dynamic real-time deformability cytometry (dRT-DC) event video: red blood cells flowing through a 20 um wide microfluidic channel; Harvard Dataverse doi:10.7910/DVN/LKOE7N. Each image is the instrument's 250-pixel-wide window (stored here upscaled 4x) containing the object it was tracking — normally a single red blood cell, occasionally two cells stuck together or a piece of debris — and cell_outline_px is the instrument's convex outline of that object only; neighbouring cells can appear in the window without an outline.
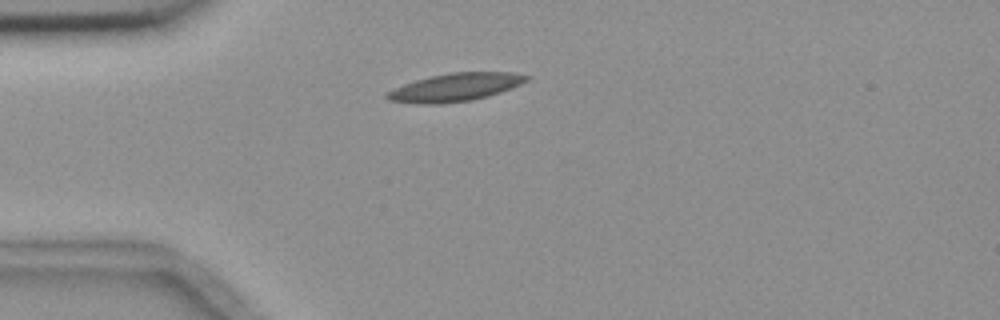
{"species": "common noctule bat (a hibernating species)", "species_latin": "Nyctalus noctula", "temperature_condition": "room temperature", "stored_images_in_passage": 6, "camera_frame_rate_fps": 3000, "um_per_image_px": 0.085, "animal": {"sex": "female", "body_mass_g": 18.4}, "frame": {"image": 1, "passage_image": 1, "time_ms": 0.0, "image_size_px": [1000, 320], "cell_outline_px": [[532, 76], [528, 80], [520, 84], [500, 92], [488, 96], [472, 100], [440, 104], [416, 104], [388, 100], [384, 96], [384, 92], [404, 84], [416, 80], [432, 76], [452, 72], [512, 72]], "centroid_in_image_um": [38.67, 7.42], "position_along_channel_um": 46.3, "area_um2": 22.83}}
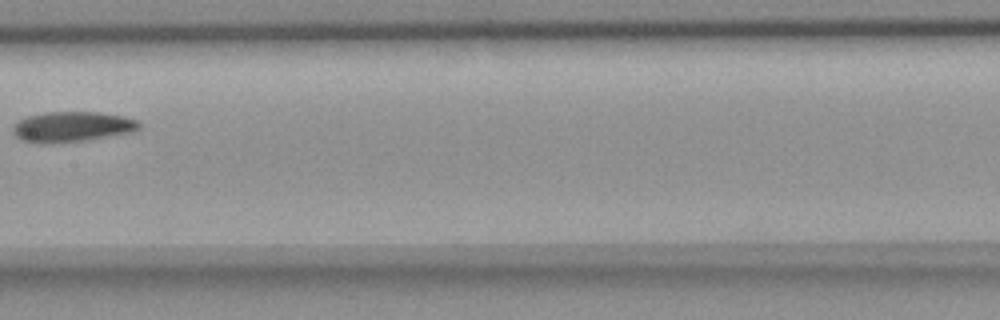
{"frame": {"image": 2, "passage_image": 5, "time_ms": 4.667, "image_size_px": [1000, 320], "cell_outline_px": [[140, 128], [136, 132], [84, 140], [48, 144], [40, 144], [20, 140], [12, 132], [12, 128], [20, 120], [28, 116], [44, 112], [100, 112], [124, 116], [140, 120]], "centroid_in_image_um": [6.16, 10.78], "position_along_channel_um": 201.2, "area_um2": 22.6}}
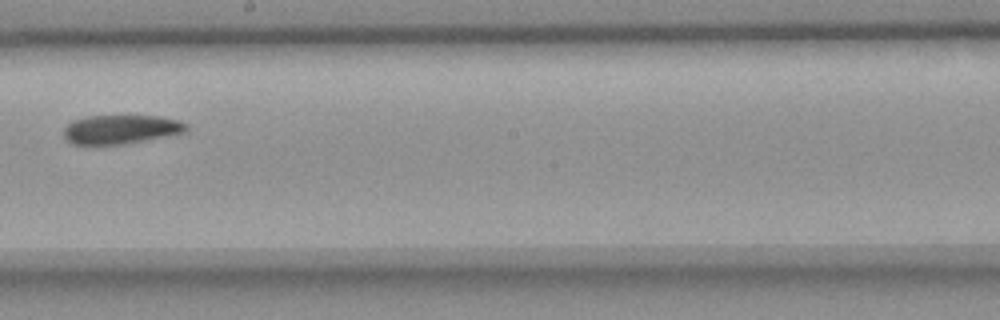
{"frame": {"image": 3, "passage_image": 6, "time_ms": 5.667, "image_size_px": [1000, 320], "cell_outline_px": [[188, 128], [184, 132], [144, 140], [120, 144], [72, 144], [64, 136], [64, 128], [72, 120], [88, 116], [160, 116], [180, 120], [188, 124]], "centroid_in_image_um": [10.27, 10.98], "position_along_channel_um": 237.9, "area_um2": 20.46}}